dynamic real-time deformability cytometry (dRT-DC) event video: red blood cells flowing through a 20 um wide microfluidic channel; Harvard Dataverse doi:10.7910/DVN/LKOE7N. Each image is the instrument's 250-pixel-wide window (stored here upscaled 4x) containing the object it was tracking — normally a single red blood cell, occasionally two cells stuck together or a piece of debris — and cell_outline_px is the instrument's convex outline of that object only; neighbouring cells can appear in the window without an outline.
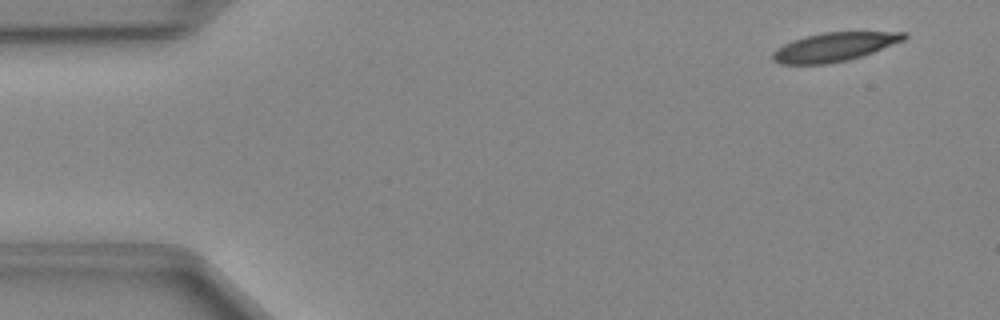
{"species": "Egyptian fruit bat (a non-hibernating species)", "species_latin": "Rousettus aegyptiacus", "temperature_condition": "cold", "stored_images_in_passage": 46, "camera_frame_rate_fps": 3000, "um_per_image_px": 0.085, "animal": {"sex": "female"}, "frame": {"image": 1, "passage_image": 1, "time_ms": 0.0, "image_size_px": [1000, 320], "cell_outline_px": [[908, 36], [904, 40], [872, 52], [848, 60], [828, 64], [780, 64], [772, 60], [772, 52], [776, 48], [792, 40], [804, 36], [824, 32], [908, 32]], "centroid_in_image_um": [70.87, 3.99], "position_along_channel_um": 14.1, "area_um2": 22.02}}
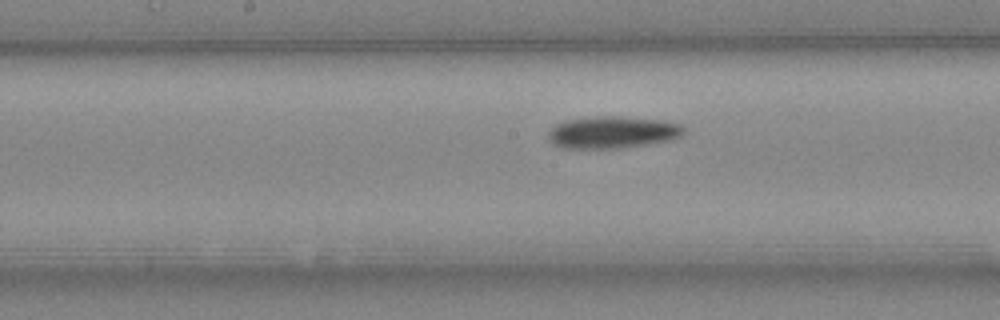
{"frame": {"image": 2, "passage_image": 22, "time_ms": 7.0, "image_size_px": [1000, 320], "cell_outline_px": [[684, 132], [680, 136], [672, 140], [624, 148], [560, 148], [548, 140], [548, 132], [556, 124], [564, 120], [596, 116], [620, 116], [664, 120], [680, 124], [684, 128]], "centroid_in_image_um": [52.06, 11.24], "position_along_channel_um": 196.1, "area_um2": 25.61}}
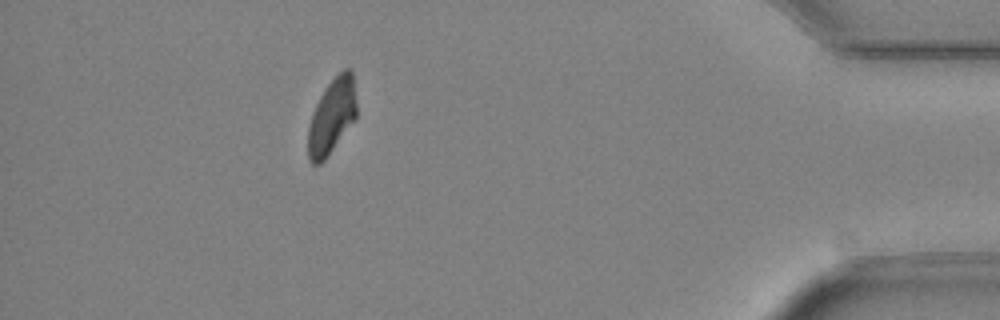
{"frame": {"image": 3, "passage_image": 41, "time_ms": 13.333, "image_size_px": [1000, 320], "cell_outline_px": [[356, 120], [324, 160], [320, 164], [312, 164], [308, 160], [308, 124], [312, 112], [324, 88], [344, 68], [352, 68], [356, 100]], "centroid_in_image_um": [28.21, 9.89], "position_along_channel_um": 407.0, "area_um2": 21.5}}